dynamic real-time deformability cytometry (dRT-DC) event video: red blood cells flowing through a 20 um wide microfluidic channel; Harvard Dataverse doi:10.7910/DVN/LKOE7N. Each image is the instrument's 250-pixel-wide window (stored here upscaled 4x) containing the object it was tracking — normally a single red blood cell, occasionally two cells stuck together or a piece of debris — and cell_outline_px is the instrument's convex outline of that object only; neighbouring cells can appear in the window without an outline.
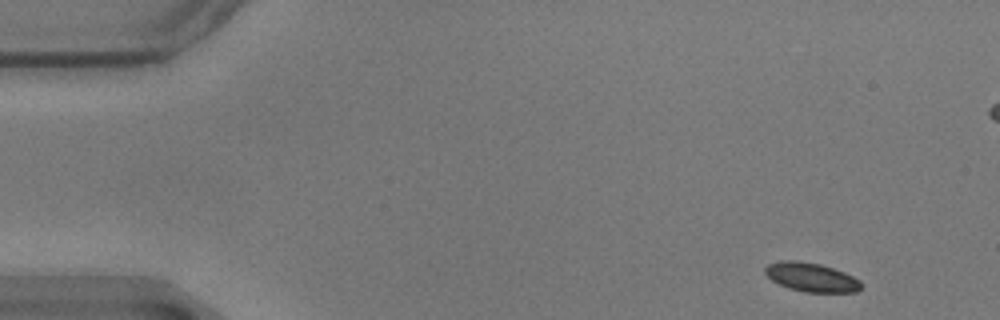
{"species": "common noctule bat (a hibernating species)", "species_latin": "Nyctalus noctula", "temperature_condition": "warm", "stored_images_in_passage": 56, "camera_frame_rate_fps": 3000, "um_per_image_px": 0.085, "animal": {"sex": "male", "body_mass_g": 17.9}, "frame": {"image": 1, "passage_image": 2, "time_ms": 0.333, "image_size_px": [1000, 320], "cell_outline_px": [[860, 288], [856, 292], [804, 292], [788, 288], [772, 280], [764, 272], [764, 268], [768, 264], [780, 260], [796, 260], [820, 264], [844, 272], [860, 280]], "centroid_in_image_um": [68.93, 23.56], "position_along_channel_um": 16.1, "area_um2": 16.13}}
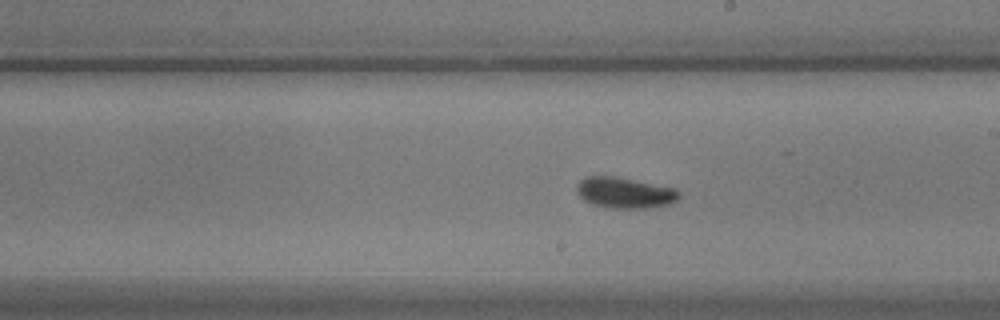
{"frame": {"image": 2, "passage_image": 30, "time_ms": 9.667, "image_size_px": [1000, 320], "cell_outline_px": [[680, 196], [676, 200], [668, 204], [648, 208], [604, 208], [592, 204], [584, 200], [576, 192], [576, 184], [584, 176], [620, 176], [676, 188], [680, 192]], "centroid_in_image_um": [53.08, 16.37], "position_along_channel_um": 235.9, "area_um2": 18.84}}
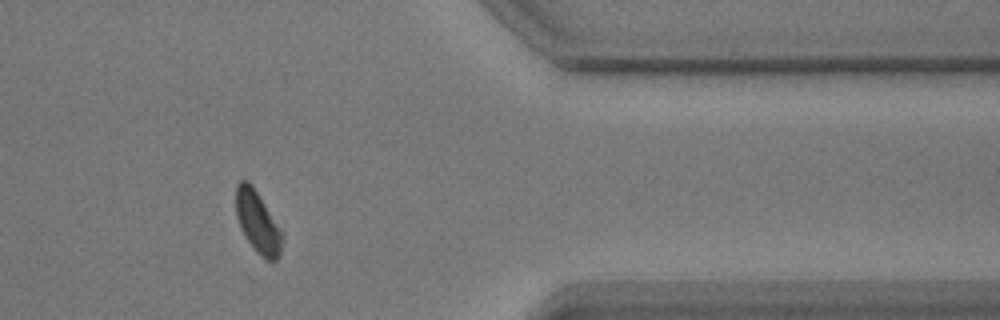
{"frame": {"image": 3, "passage_image": 45, "time_ms": 14.667, "image_size_px": [1000, 320], "cell_outline_px": [[284, 236], [280, 256], [276, 260], [264, 260], [256, 252], [240, 228], [236, 216], [236, 184], [240, 180], [248, 180], [252, 184], [284, 232]], "centroid_in_image_um": [21.93, 18.89], "position_along_channel_um": 389.5, "area_um2": 17.05}, "authors_computed_cell_mechanics": {"area_um2": 17.5134, "velocity_mm_per_s": 3.4731, "shape_relaxation_time_tau1_ms": 2.8567, "shape_relaxation_time_tau2_ms": 1.6565, "deformation_change_tau1": 0.076, "deformation_change_tau2": 0.0513}}